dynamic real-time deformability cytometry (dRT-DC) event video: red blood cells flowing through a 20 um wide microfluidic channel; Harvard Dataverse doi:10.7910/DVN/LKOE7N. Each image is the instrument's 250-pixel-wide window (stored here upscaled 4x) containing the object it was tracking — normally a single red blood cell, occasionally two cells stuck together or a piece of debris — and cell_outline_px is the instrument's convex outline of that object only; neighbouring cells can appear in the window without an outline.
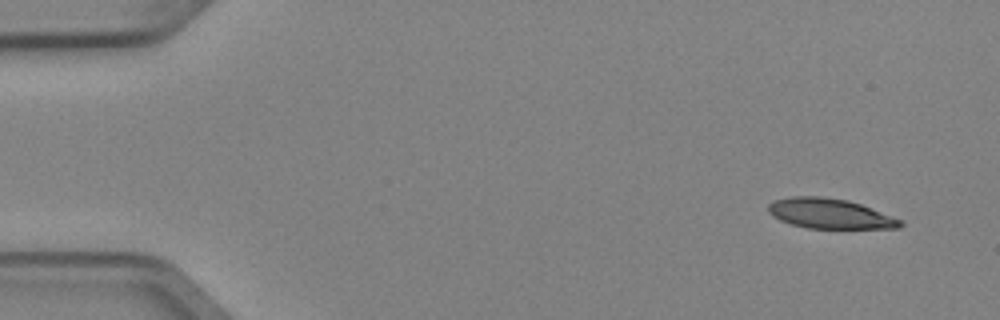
{"species": "Egyptian fruit bat (a non-hibernating species)", "species_latin": "Rousettus aegyptiacus", "temperature_condition": "cold", "stored_images_in_passage": 4, "camera_frame_rate_fps": 3000, "um_per_image_px": 0.085, "animal": {"sex": "female"}, "frame": {"image": 1, "passage_image": 1, "time_ms": 0.0, "image_size_px": [1000, 320], "cell_outline_px": [[904, 224], [900, 228], [808, 228], [792, 224], [780, 220], [772, 216], [768, 212], [768, 204], [772, 200], [792, 196], [820, 196], [848, 200], [860, 204], [904, 220]], "centroid_in_image_um": [70.54, 18.15], "position_along_channel_um": 14.5, "area_um2": 23.18}}
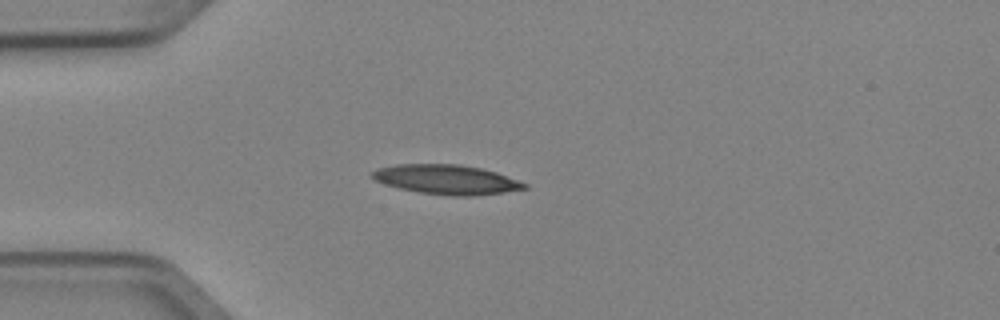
{"frame": {"image": 2, "passage_image": 3, "time_ms": 0.667, "image_size_px": [1000, 320], "cell_outline_px": [[528, 188], [504, 192], [472, 196], [452, 196], [420, 192], [400, 188], [384, 184], [376, 180], [368, 172], [376, 168], [396, 164], [460, 164], [480, 168], [496, 172], [528, 184]], "centroid_in_image_um": [37.93, 15.25], "position_along_channel_um": 47.1, "area_um2": 26.18}}